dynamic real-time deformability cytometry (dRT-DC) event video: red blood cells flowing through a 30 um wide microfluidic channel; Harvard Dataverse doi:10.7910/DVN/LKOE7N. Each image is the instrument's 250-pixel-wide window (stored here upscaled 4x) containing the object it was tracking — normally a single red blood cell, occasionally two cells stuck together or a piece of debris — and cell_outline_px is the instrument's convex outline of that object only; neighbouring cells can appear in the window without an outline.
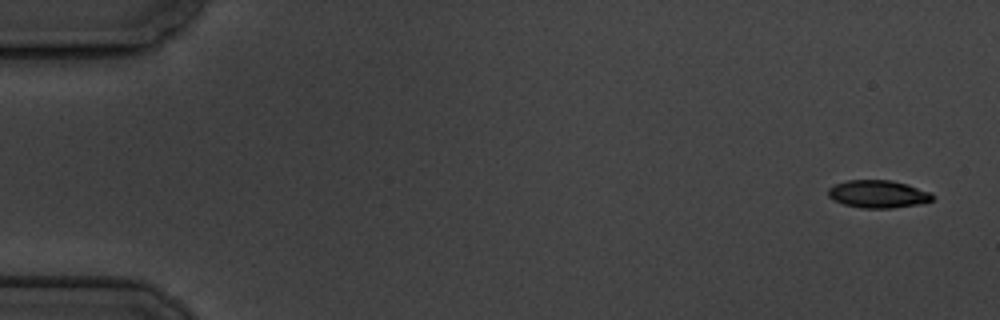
{"species": "common noctule bat (a hibernating species)", "species_latin": "Nyctalus noctula", "temperature_condition": "cold", "stored_images_in_passage": 6, "camera_frame_rate_fps": 3000, "um_per_image_px": 0.085, "animal": {"sex": "male", "body_mass_g": 19.5, "forearm_length_mm": 54.6}, "frame": {"image": 1, "passage_image": 1, "time_ms": 0.0, "image_size_px": [1000, 320], "cell_outline_px": [[936, 196], [932, 200], [916, 204], [892, 208], [860, 208], [844, 204], [832, 200], [828, 196], [828, 188], [836, 184], [848, 180], [892, 180], [908, 184], [928, 192]], "centroid_in_image_um": [74.6, 16.49], "position_along_channel_um": 10.4, "area_um2": 16.76}}
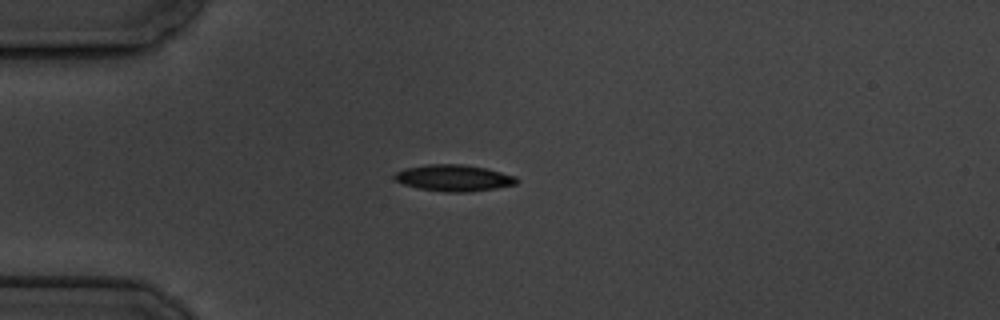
{"frame": {"image": 2, "passage_image": 5, "time_ms": 4.333, "image_size_px": [1000, 320], "cell_outline_px": [[520, 180], [516, 184], [496, 188], [468, 192], [444, 192], [416, 188], [404, 184], [396, 180], [392, 176], [396, 172], [404, 168], [428, 164], [460, 164], [484, 168], [516, 176]], "centroid_in_image_um": [38.55, 15.13], "position_along_channel_um": 46.4, "area_um2": 18.84}}